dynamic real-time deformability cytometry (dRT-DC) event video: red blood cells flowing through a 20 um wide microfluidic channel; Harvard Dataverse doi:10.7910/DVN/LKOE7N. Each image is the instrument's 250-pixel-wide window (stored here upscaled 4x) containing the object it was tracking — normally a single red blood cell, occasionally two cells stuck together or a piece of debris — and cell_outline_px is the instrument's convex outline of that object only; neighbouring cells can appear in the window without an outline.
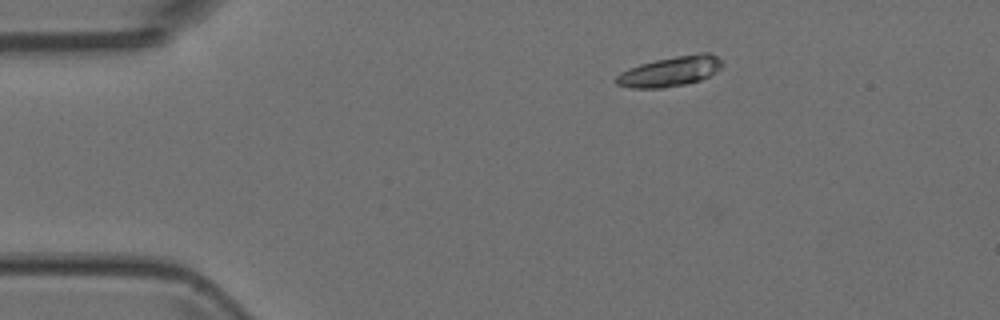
{"species": "Egyptian fruit bat (a non-hibernating species)", "species_latin": "Rousettus aegyptiacus", "temperature_condition": "room temperature", "stored_images_in_passage": 8, "camera_frame_rate_fps": 3000, "um_per_image_px": 0.085, "animal": {"sex": "female"}, "frame": {"image": 1, "passage_image": 1, "time_ms": 0.0, "image_size_px": [1000, 320], "cell_outline_px": [[720, 68], [708, 76], [700, 80], [684, 84], [664, 88], [632, 88], [616, 84], [616, 76], [620, 72], [628, 68], [640, 64], [656, 60], [676, 56], [700, 52], [708, 52], [716, 56], [720, 60]], "centroid_in_image_um": [56.93, 6.07], "position_along_channel_um": 28.1, "area_um2": 18.32}}
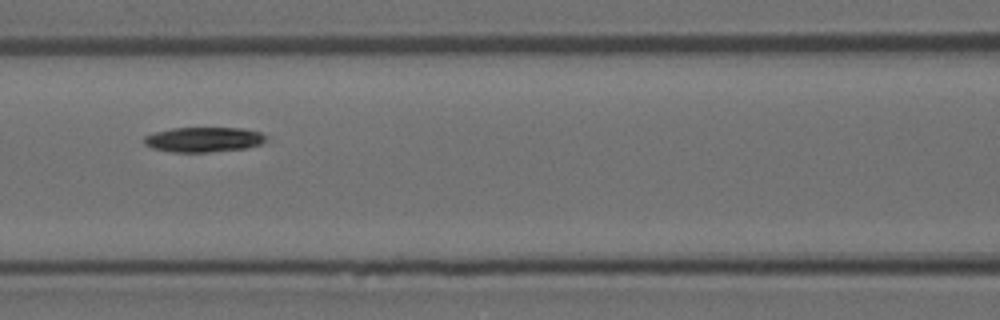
{"frame": {"image": 2, "passage_image": 5, "time_ms": 1.333, "image_size_px": [1000, 320], "cell_outline_px": [[264, 140], [260, 144], [244, 148], [208, 152], [172, 152], [152, 148], [144, 144], [144, 136], [152, 132], [172, 128], [240, 128], [260, 132], [264, 136]], "centroid_in_image_um": [17.22, 11.86], "position_along_channel_um": 149.4, "area_um2": 17.57}}
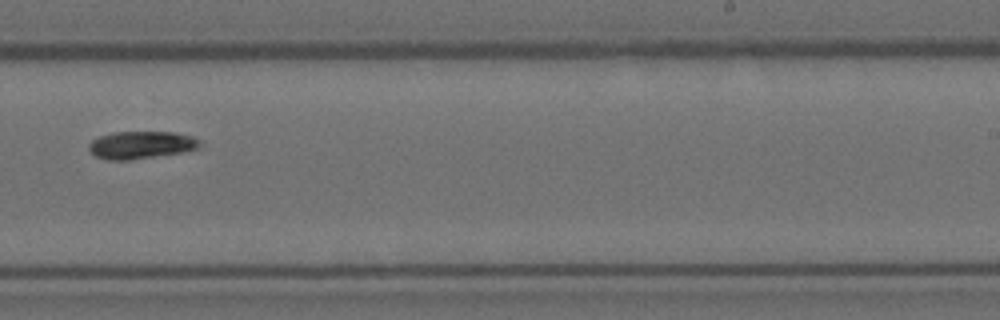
{"frame": {"image": 3, "passage_image": 8, "time_ms": 2.333, "image_size_px": [1000, 320], "cell_outline_px": [[200, 144], [196, 148], [180, 152], [128, 160], [108, 160], [96, 156], [88, 148], [88, 144], [92, 140], [100, 136], [112, 132], [172, 132], [192, 136], [200, 140]], "centroid_in_image_um": [11.95, 12.31], "position_along_channel_um": 277.1, "area_um2": 17.51}}